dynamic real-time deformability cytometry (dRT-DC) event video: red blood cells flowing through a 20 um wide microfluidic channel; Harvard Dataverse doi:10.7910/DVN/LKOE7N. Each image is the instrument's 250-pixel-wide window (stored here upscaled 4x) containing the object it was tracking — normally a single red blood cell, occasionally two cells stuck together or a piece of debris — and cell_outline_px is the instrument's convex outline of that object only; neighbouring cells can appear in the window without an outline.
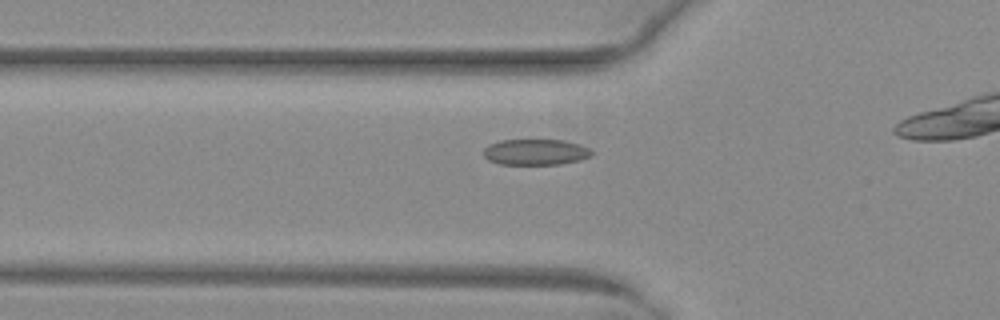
{"species": "common noctule bat (a hibernating species)", "species_latin": "Nyctalus noctula", "temperature_condition": "warm", "stored_images_in_passage": 11, "camera_frame_rate_fps": 3000, "um_per_image_px": 0.085, "animal": {"sex": "female", "body_mass_g": 29.2, "forearm_length_mm": 56.3}, "frame": {"image": 1, "passage_image": 9, "time_ms": 2.667, "image_size_px": [1000, 320], "cell_outline_px": [[592, 156], [580, 160], [560, 164], [500, 164], [488, 160], [484, 156], [484, 148], [488, 144], [500, 140], [564, 140], [580, 144], [588, 148], [592, 152]], "centroid_in_image_um": [45.52, 12.92], "position_along_channel_um": 80.3, "area_um2": 16.36}}